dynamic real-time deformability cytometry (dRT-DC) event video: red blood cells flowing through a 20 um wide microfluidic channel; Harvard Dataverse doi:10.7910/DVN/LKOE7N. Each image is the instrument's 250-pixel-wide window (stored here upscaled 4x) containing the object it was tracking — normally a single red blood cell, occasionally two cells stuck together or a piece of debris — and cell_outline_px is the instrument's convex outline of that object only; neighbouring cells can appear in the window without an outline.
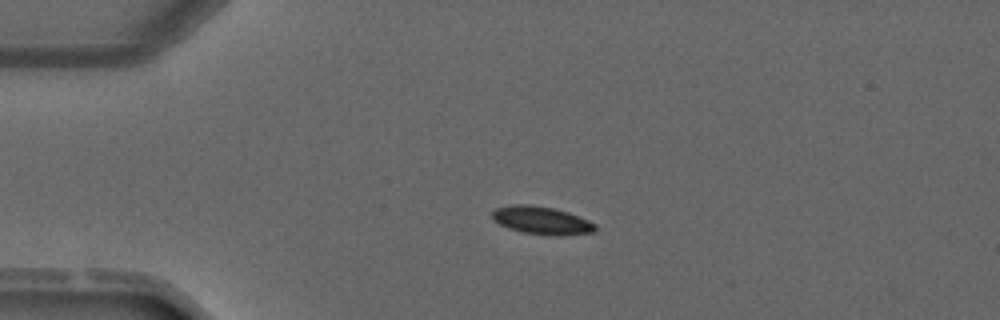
{"species": "common noctule bat (a hibernating species)", "species_latin": "Nyctalus noctula", "temperature_condition": "warm", "stored_images_in_passage": 1, "camera_frame_rate_fps": 3000, "um_per_image_px": 0.085, "animal": {"sex": "male", "forearm_length_mm": 52.5}, "frame": {"image": 1, "passage_image": 1, "time_ms": 0.0, "image_size_px": [1000, 320], "cell_outline_px": [[596, 232], [556, 236], [524, 232], [508, 228], [500, 224], [492, 216], [492, 208], [512, 204], [528, 204], [552, 208], [568, 212], [588, 220], [596, 224]], "centroid_in_image_um": [46.04, 18.72], "position_along_channel_um": 39.0, "area_um2": 16.7}}